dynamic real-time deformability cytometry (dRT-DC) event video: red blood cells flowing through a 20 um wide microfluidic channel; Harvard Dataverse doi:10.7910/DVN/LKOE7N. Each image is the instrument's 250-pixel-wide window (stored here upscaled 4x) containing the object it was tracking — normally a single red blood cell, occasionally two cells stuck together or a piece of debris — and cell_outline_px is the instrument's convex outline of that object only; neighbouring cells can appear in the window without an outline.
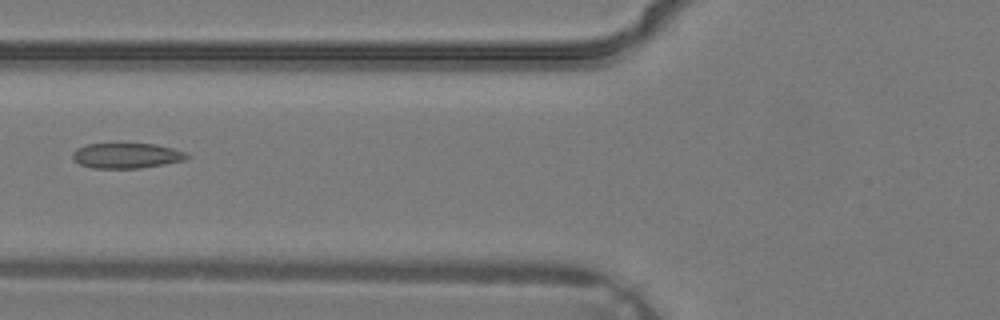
{"species": "common noctule bat (a hibernating species)", "species_latin": "Nyctalus noctula", "temperature_condition": "warm", "stored_images_in_passage": 5, "camera_frame_rate_fps": 3000, "um_per_image_px": 0.085, "animal": {"sex": "male", "body_mass_g": 19.2, "forearm_length_mm": 51.8}, "frame": {"image": 1, "passage_image": 5, "time_ms": 1.333, "image_size_px": [1000, 320], "cell_outline_px": [[192, 156], [184, 160], [164, 164], [140, 168], [92, 168], [80, 164], [72, 156], [72, 152], [76, 148], [88, 144], [156, 144], [172, 148], [184, 152]], "centroid_in_image_um": [10.77, 13.23], "position_along_channel_um": 115.0, "area_um2": 16.7}}